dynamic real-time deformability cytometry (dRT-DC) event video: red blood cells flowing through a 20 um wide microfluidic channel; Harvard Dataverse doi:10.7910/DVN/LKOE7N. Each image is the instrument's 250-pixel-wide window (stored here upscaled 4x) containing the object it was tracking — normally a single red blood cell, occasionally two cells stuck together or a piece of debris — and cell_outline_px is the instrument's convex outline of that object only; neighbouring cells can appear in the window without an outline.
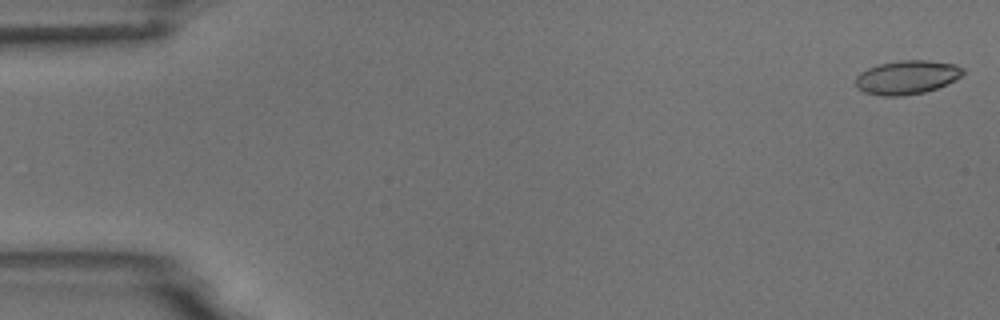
{"species": "common noctule bat (a hibernating species)", "species_latin": "Nyctalus noctula", "temperature_condition": "room temperature", "stored_images_in_passage": 7, "camera_frame_rate_fps": 3000, "um_per_image_px": 0.085, "animal": {"sex": "male", "body_mass_g": 18.8}, "frame": {"image": 1, "passage_image": 1, "time_ms": 0.0, "image_size_px": [1000, 320], "cell_outline_px": [[964, 72], [956, 80], [936, 88], [924, 92], [904, 96], [884, 96], [864, 92], [856, 88], [856, 76], [860, 72], [868, 68], [880, 64], [900, 60], [928, 60], [956, 64], [964, 68]], "centroid_in_image_um": [77.09, 6.57], "position_along_channel_um": 7.9, "area_um2": 21.21}}